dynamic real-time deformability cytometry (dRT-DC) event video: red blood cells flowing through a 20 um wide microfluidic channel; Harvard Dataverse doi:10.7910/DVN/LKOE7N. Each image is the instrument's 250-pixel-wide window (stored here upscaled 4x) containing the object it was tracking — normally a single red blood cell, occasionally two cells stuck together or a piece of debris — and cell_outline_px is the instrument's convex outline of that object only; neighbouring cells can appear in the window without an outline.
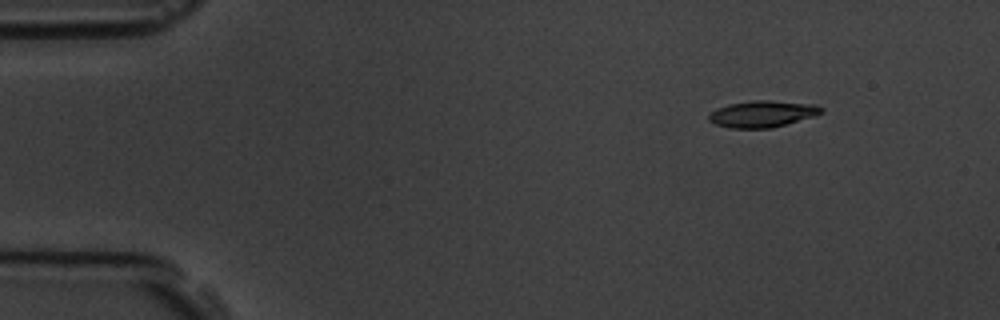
{"species": "common noctule bat (a hibernating species)", "species_latin": "Nyctalus noctula", "temperature_condition": "room temperature", "stored_images_in_passage": 7, "camera_frame_rate_fps": 3000, "um_per_image_px": 0.085, "animal": {"sex": "male", "body_mass_g": 19.5, "forearm_length_mm": 54.6}, "frame": {"image": 1, "passage_image": 3, "time_ms": 2.0, "image_size_px": [1000, 320], "cell_outline_px": [[824, 112], [816, 116], [772, 128], [728, 128], [716, 124], [708, 120], [708, 112], [716, 108], [728, 104], [752, 100], [768, 100], [816, 104], [824, 108]], "centroid_in_image_um": [64.81, 9.68], "position_along_channel_um": 20.2, "area_um2": 17.74}}
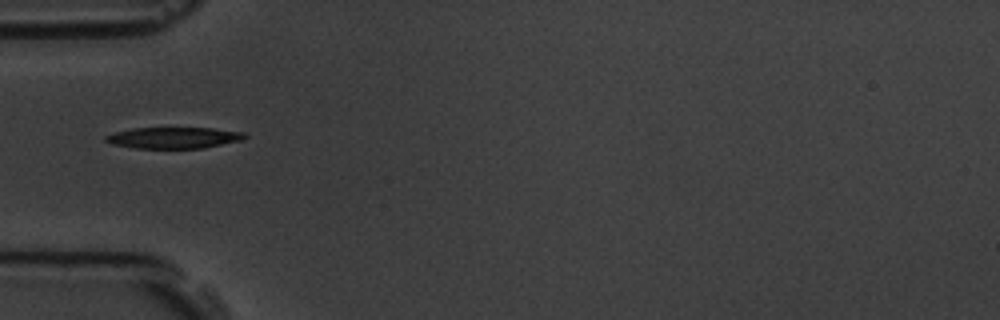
{"frame": {"image": 2, "passage_image": 6, "time_ms": 5.667, "image_size_px": [1000, 320], "cell_outline_px": [[248, 136], [244, 140], [204, 148], [136, 148], [112, 144], [104, 140], [104, 136], [116, 132], [132, 128], [212, 128], [244, 132]], "centroid_in_image_um": [14.8, 11.71], "position_along_channel_um": 70.2, "area_um2": 17.28}}
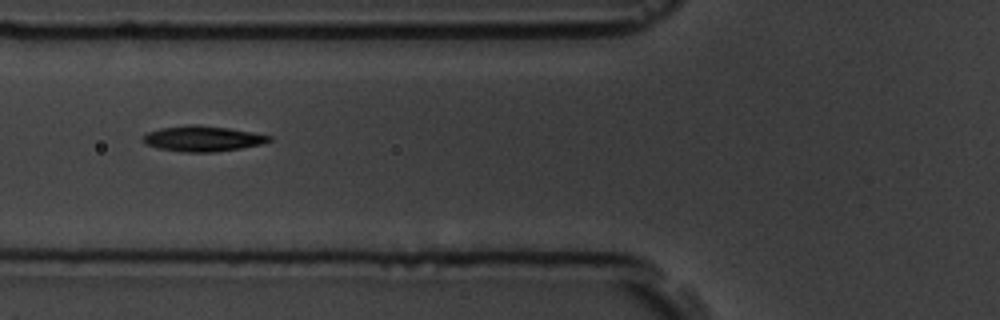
{"frame": {"image": 3, "passage_image": 7, "time_ms": 6.667, "image_size_px": [1000, 320], "cell_outline_px": [[272, 140], [260, 144], [240, 148], [212, 152], [184, 152], [160, 148], [144, 144], [140, 140], [148, 132], [160, 128], [188, 124], [196, 124], [228, 128], [252, 132], [272, 136]], "centroid_in_image_um": [17.19, 11.77], "position_along_channel_um": 108.6, "area_um2": 18.67}}